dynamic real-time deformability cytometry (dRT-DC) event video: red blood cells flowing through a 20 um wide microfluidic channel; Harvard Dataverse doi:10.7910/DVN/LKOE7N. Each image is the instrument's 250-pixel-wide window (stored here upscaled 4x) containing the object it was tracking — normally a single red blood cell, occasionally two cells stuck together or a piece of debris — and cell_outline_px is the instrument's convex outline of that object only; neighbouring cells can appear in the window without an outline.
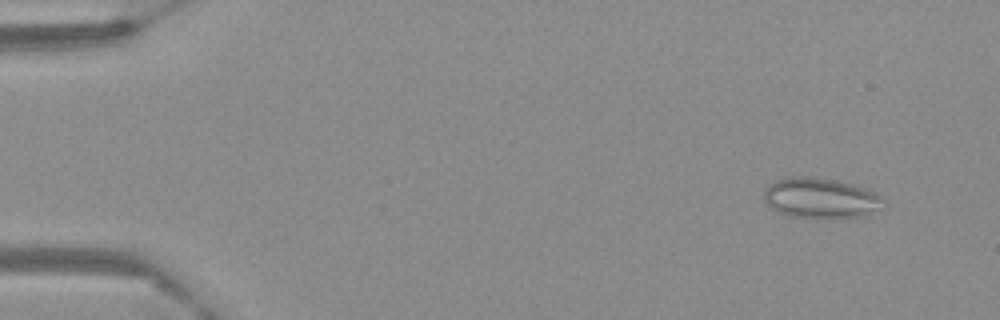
{"species": "Egyptian fruit bat (a non-hibernating species)", "species_latin": "Rousettus aegyptiacus", "temperature_condition": "warm", "stored_images_in_passage": 60, "camera_frame_rate_fps": 3000, "um_per_image_px": 0.085, "frame": {"image": 1, "passage_image": 5, "time_ms": 1.333, "image_size_px": [1000, 320], "cell_outline_px": [[884, 200], [864, 216], [828, 220], [792, 216], [776, 212], [764, 200], [764, 188], [776, 180], [784, 176], [804, 176], [836, 180], [868, 188], [880, 196]], "centroid_in_image_um": [69.68, 16.84], "position_along_channel_um": 15.3, "area_um2": 28.32}}
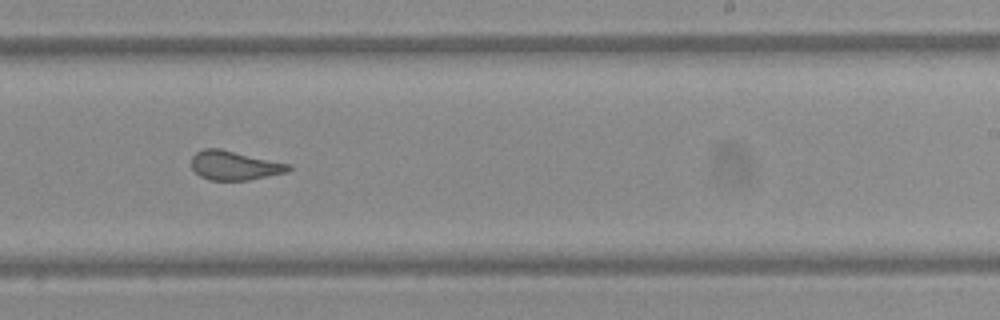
{"frame": {"image": 2, "passage_image": 38, "time_ms": 12.333, "image_size_px": [1000, 320], "cell_outline_px": [[292, 168], [288, 172], [248, 180], [208, 180], [200, 176], [192, 168], [192, 156], [196, 152], [204, 148], [220, 148], [292, 164]], "centroid_in_image_um": [19.96, 14.06], "position_along_channel_um": 269.0, "area_um2": 16.65}}
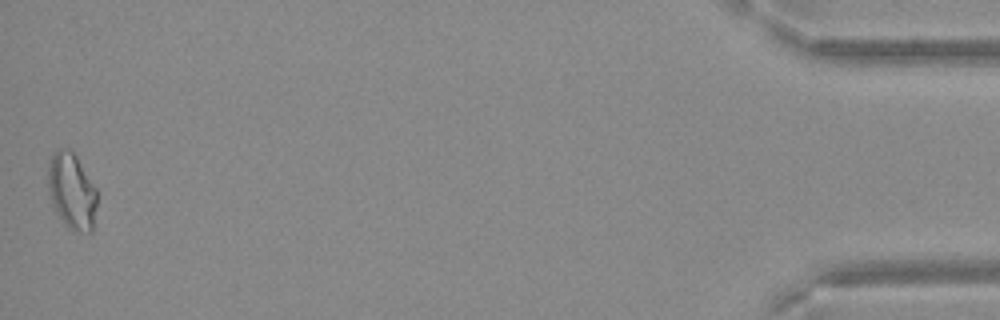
{"frame": {"image": 3, "passage_image": 60, "time_ms": 19.667, "image_size_px": [1000, 320], "cell_outline_px": [[96, 204], [92, 232], [72, 232], [64, 224], [52, 204], [48, 192], [48, 164], [56, 148], [68, 148], [76, 156], [96, 188]], "centroid_in_image_um": [6.08, 16.26], "position_along_channel_um": 429.1, "area_um2": 21.79}}